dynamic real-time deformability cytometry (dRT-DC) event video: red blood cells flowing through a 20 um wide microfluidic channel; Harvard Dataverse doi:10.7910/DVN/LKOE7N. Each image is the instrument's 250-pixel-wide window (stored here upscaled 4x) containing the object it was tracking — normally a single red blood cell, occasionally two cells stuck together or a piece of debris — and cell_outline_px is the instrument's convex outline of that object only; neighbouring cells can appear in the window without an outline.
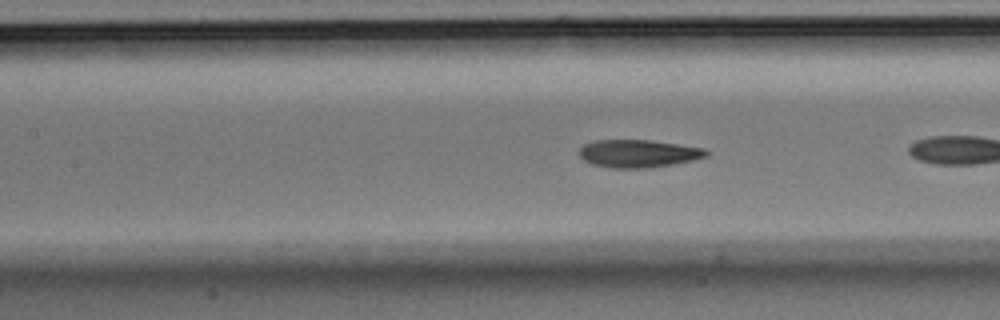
{"species": "Egyptian fruit bat (a non-hibernating species)", "species_latin": "Rousettus aegyptiacus", "temperature_condition": "room temperature", "stored_images_in_passage": 11, "camera_frame_rate_fps": 3000, "um_per_image_px": 0.085, "animal": {"sex": "male"}, "frame": {"image": 1, "passage_image": 8, "time_ms": 2.333, "image_size_px": [1000, 320], "cell_outline_px": [[712, 152], [708, 156], [692, 160], [672, 164], [644, 168], [612, 168], [592, 164], [584, 160], [580, 156], [580, 148], [584, 144], [592, 140], [652, 140], [704, 148]], "centroid_in_image_um": [54.27, 13.04], "position_along_channel_um": 153.1, "area_um2": 20.58}}